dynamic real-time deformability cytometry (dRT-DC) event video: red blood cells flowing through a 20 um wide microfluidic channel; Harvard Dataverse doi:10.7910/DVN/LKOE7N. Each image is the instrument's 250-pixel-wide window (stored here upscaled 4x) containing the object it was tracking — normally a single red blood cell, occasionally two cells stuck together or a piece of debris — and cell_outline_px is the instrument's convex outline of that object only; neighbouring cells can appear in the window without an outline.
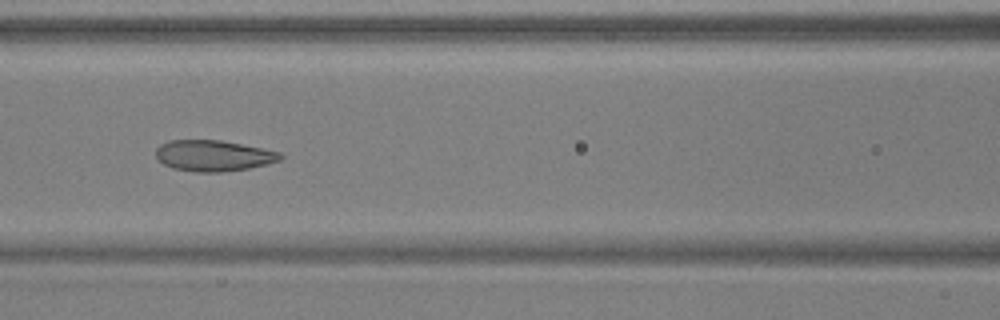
{"species": "common noctule bat (a hibernating species)", "species_latin": "Nyctalus noctula", "temperature_condition": "warm", "stored_images_in_passage": 8, "camera_frame_rate_fps": 3000, "um_per_image_px": 0.085, "animal": {"sex": "male", "body_mass_g": 17.9, "forearm_length_mm": 54.2}, "frame": {"image": 1, "passage_image": 6, "time_ms": 1.667, "image_size_px": [1000, 320], "cell_outline_px": [[284, 156], [280, 160], [268, 164], [248, 168], [220, 172], [196, 172], [172, 168], [164, 164], [156, 156], [156, 148], [160, 144], [168, 140], [220, 140], [280, 152]], "centroid_in_image_um": [18.12, 13.23], "position_along_channel_um": 148.5, "area_um2": 22.37}}
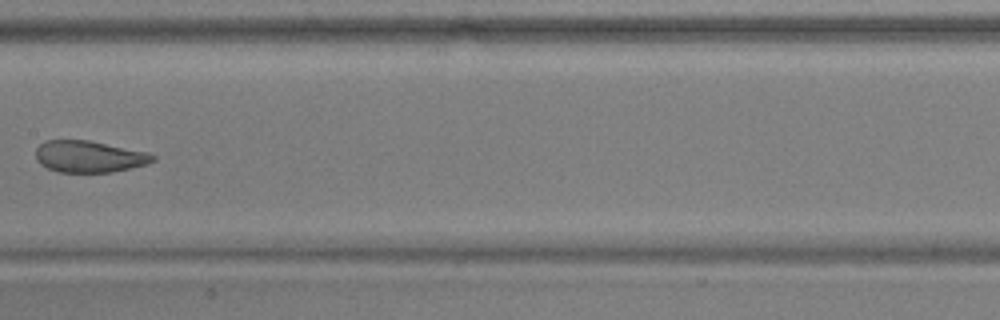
{"frame": {"image": 2, "passage_image": 7, "time_ms": 2.0, "image_size_px": [1000, 320], "cell_outline_px": [[156, 160], [148, 164], [112, 172], [56, 172], [40, 164], [36, 160], [36, 148], [44, 140], [88, 140], [148, 152], [156, 156]], "centroid_in_image_um": [7.58, 13.31], "position_along_channel_um": 199.8, "area_um2": 21.73}}